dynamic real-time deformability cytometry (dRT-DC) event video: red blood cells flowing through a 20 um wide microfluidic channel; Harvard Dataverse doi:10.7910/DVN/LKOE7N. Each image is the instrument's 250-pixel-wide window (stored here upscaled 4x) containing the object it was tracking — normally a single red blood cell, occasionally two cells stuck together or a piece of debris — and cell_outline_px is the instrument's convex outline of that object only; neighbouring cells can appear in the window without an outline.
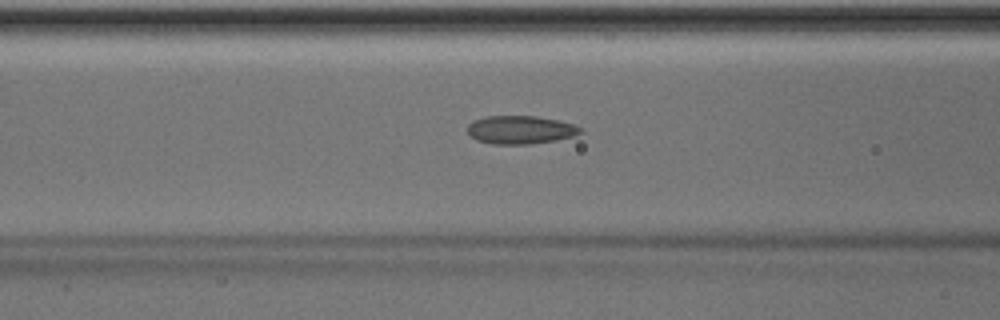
{"species": "Egyptian fruit bat (a non-hibernating species)", "species_latin": "Rousettus aegyptiacus", "temperature_condition": "room temperature", "stored_images_in_passage": 50, "camera_frame_rate_fps": 3000, "um_per_image_px": 0.085, "animal": {"sex": "male"}, "frame": {"image": 1, "passage_image": 20, "time_ms": 6.333, "image_size_px": [1000, 320], "cell_outline_px": [[584, 132], [572, 136], [556, 140], [528, 144], [492, 144], [476, 140], [468, 132], [468, 124], [472, 120], [484, 116], [536, 116], [560, 120], [572, 124], [580, 128]], "centroid_in_image_um": [44.21, 11.02], "position_along_channel_um": 122.4, "area_um2": 18.61}}
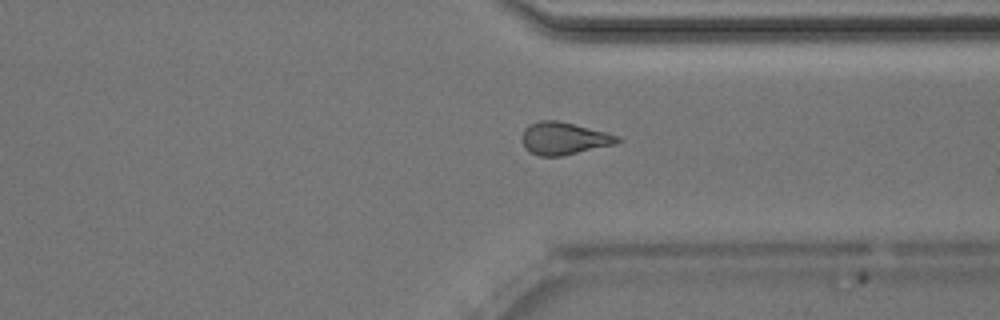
{"frame": {"image": 2, "passage_image": 38, "time_ms": 12.333, "image_size_px": [1000, 320], "cell_outline_px": [[624, 140], [616, 144], [560, 156], [540, 156], [528, 152], [524, 148], [524, 128], [540, 120], [556, 120], [620, 136]], "centroid_in_image_um": [47.96, 11.78], "position_along_channel_um": 363.4, "area_um2": 17.74}}
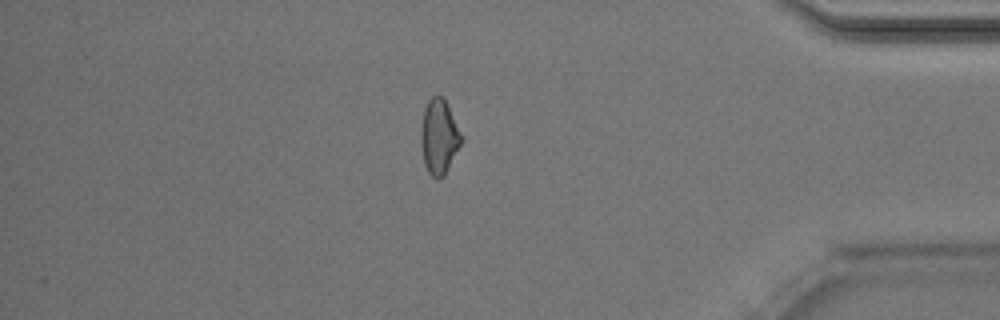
{"frame": {"image": 3, "passage_image": 43, "time_ms": 14.0, "image_size_px": [1000, 320], "cell_outline_px": [[464, 136], [444, 176], [436, 180], [428, 172], [424, 164], [420, 144], [420, 132], [424, 108], [428, 100], [432, 96], [440, 96], [444, 100]], "centroid_in_image_um": [37.3, 11.64], "position_along_channel_um": 397.9, "area_um2": 17.57}, "authors_computed_cell_mechanics": {"area_um2": 18.4093, "velocity_mm_per_s": 4.0162, "shape_relaxation_time_tau1_ms": null, "shape_relaxation_time_tau2_ms": 5.973, "deformation_change_tau1": null, "deformation_change_tau2": 0.1356}}